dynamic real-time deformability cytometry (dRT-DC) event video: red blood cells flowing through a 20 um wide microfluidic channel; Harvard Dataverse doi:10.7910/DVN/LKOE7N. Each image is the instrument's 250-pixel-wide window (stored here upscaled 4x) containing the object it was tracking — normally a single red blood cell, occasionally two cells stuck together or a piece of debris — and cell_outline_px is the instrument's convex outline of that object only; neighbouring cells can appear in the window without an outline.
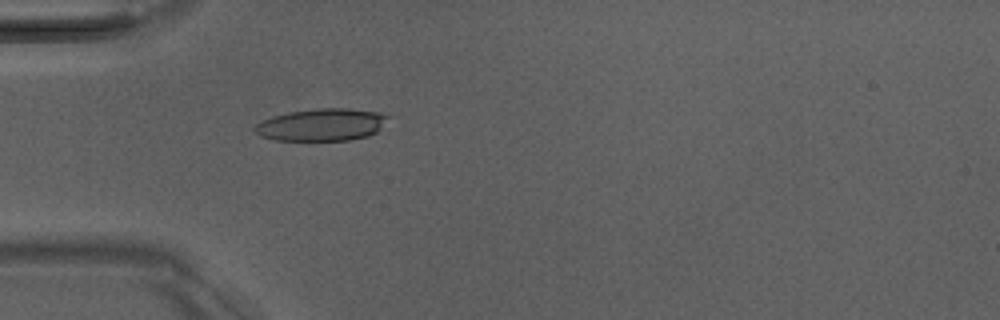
{"species": "Egyptian fruit bat (a non-hibernating species)", "species_latin": "Rousettus aegyptiacus", "temperature_condition": "room temperature", "stored_images_in_passage": 50, "camera_frame_rate_fps": 3000, "um_per_image_px": 0.085, "animal": {"sex": "male"}, "frame": {"image": 1, "passage_image": 15, "time_ms": 4.667, "image_size_px": [1000, 320], "cell_outline_px": [[392, 116], [376, 132], [368, 136], [348, 140], [276, 140], [260, 136], [252, 128], [256, 124], [272, 116], [288, 112], [316, 108], [344, 108], [380, 112]], "centroid_in_image_um": [27.36, 10.59], "position_along_channel_um": 57.6, "area_um2": 25.14}}
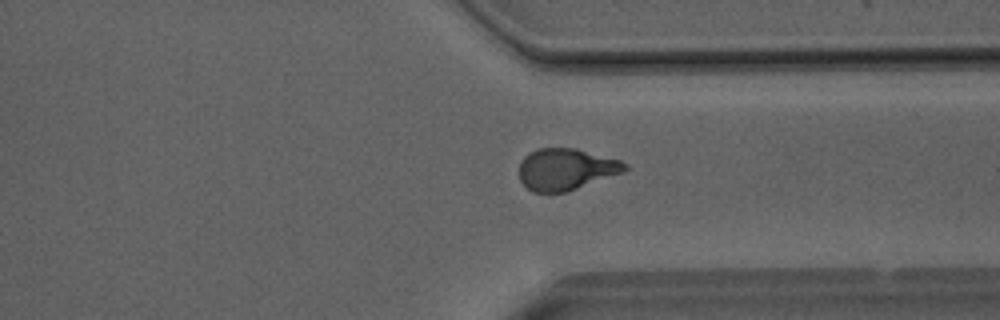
{"frame": {"image": 2, "passage_image": 38, "time_ms": 12.333, "image_size_px": [1000, 320], "cell_outline_px": [[628, 168], [624, 172], [564, 192], [532, 192], [520, 180], [520, 160], [528, 152], [536, 148], [576, 148], [620, 160], [628, 164]], "centroid_in_image_um": [48.09, 14.36], "position_along_channel_um": 363.3, "area_um2": 25.55}}
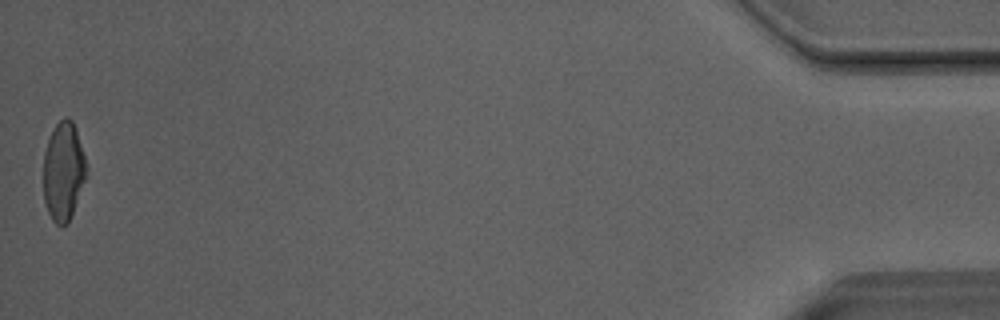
{"frame": {"image": 3, "passage_image": 50, "time_ms": 16.333, "image_size_px": [1000, 320], "cell_outline_px": [[84, 180], [72, 212], [68, 220], [60, 228], [52, 220], [48, 212], [44, 200], [44, 152], [48, 140], [56, 124], [64, 116], [68, 116], [72, 120], [76, 128], [84, 156]], "centroid_in_image_um": [5.35, 14.53], "position_along_channel_um": 429.8, "area_um2": 23.99}, "authors_computed_cell_mechanics": {"area_um2": 25.6921, "velocity_mm_per_s": 4.0656, "shape_relaxation_time_tau1_ms": 6.6288, "shape_relaxation_time_tau2_ms": 1.0148, "deformation_change_tau1": 0.2192, "deformation_change_tau2": 0.0795}}